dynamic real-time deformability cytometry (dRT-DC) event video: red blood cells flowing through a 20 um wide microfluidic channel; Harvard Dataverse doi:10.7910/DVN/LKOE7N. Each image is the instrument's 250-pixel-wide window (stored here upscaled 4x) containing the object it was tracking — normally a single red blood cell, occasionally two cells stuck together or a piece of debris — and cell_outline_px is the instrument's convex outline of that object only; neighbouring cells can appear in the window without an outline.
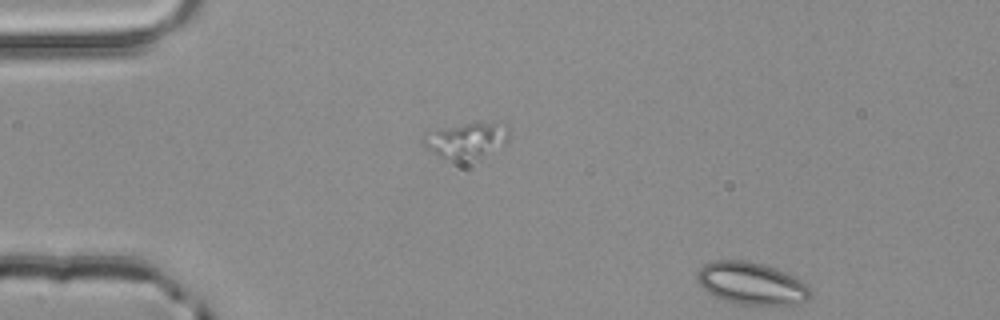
{"species": "common noctule bat (a hibernating species)", "species_latin": "Nyctalus noctula", "temperature_condition": "room temperature", "stored_images_in_passage": 4, "segment_of_instrument_passage": [2, 2], "camera_frame_rate_fps": 3000, "um_per_image_px": 0.085, "animal": {"sex": "male", "body_mass_g": 20.4}, "frame": {"image": 1, "passage_image": 4, "time_ms": 1.0, "image_size_px": [1000, 320], "cell_outline_px": [[812, 296], [808, 300], [800, 304], [740, 304], [712, 296], [696, 280], [696, 272], [704, 264], [716, 260], [748, 260], [764, 264], [776, 268], [808, 284], [812, 292]], "centroid_in_image_um": [63.89, 24.08], "position_along_channel_um": 21.1, "area_um2": 28.03}}